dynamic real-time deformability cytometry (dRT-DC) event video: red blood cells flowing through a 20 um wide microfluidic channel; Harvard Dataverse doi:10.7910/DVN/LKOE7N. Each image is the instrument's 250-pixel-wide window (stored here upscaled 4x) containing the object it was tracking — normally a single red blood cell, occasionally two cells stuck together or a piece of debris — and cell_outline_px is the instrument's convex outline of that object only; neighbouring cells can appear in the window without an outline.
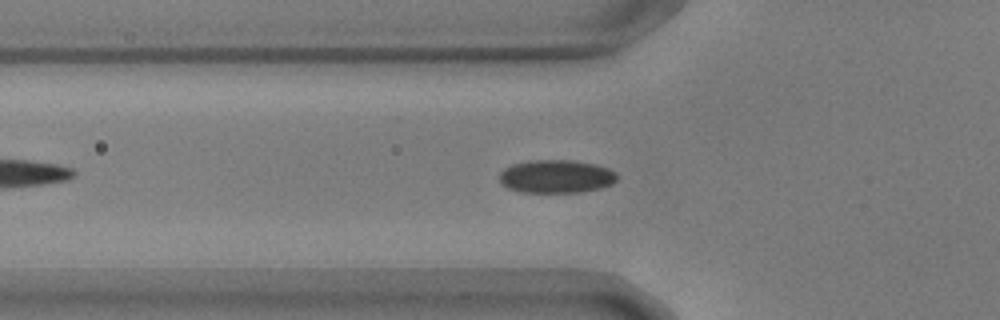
{"species": "common noctule bat (a hibernating species)", "species_latin": "Nyctalus noctula", "temperature_condition": "warm", "stored_images_in_passage": 47, "camera_frame_rate_fps": 3000, "um_per_image_px": 0.085, "animal": {"sex": "male", "body_mass_g": 17.9, "forearm_length_mm": 54.2}, "frame": {"image": 1, "passage_image": 11, "time_ms": 3.333, "image_size_px": [1000, 320], "cell_outline_px": [[616, 180], [612, 184], [600, 188], [580, 192], [520, 192], [508, 188], [500, 184], [500, 172], [504, 168], [512, 164], [532, 160], [572, 160], [592, 164], [608, 168], [616, 172]], "centroid_in_image_um": [47.25, 15.0], "position_along_channel_um": 78.6, "area_um2": 22.72}}
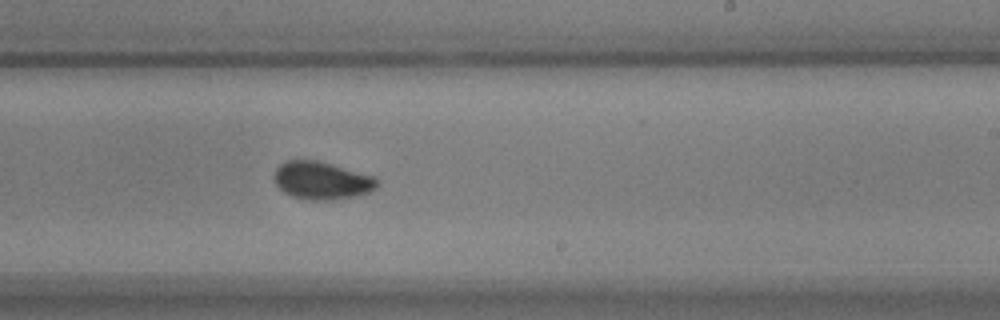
{"frame": {"image": 2, "passage_image": 26, "time_ms": 8.333, "image_size_px": [1000, 320], "cell_outline_px": [[376, 188], [372, 192], [356, 196], [332, 200], [312, 200], [292, 196], [284, 192], [276, 184], [272, 176], [276, 168], [284, 160], [316, 160], [332, 164], [376, 176]], "centroid_in_image_um": [27.34, 15.34], "position_along_channel_um": 261.7, "area_um2": 22.83}}
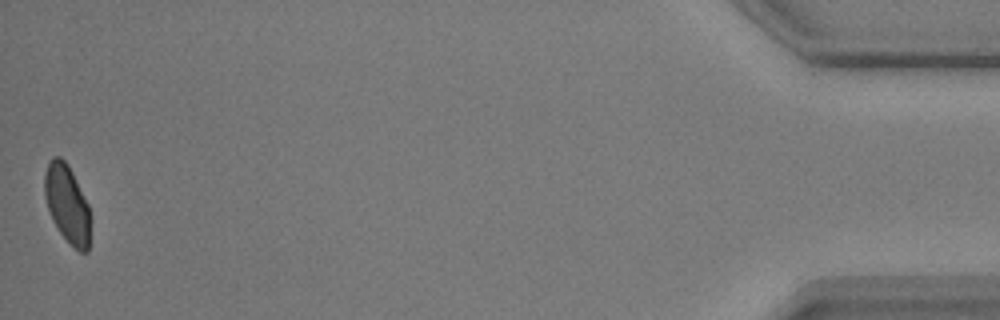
{"frame": {"image": 3, "passage_image": 47, "time_ms": 15.333, "image_size_px": [1000, 320], "cell_outline_px": [[88, 252], [80, 252], [60, 232], [48, 208], [44, 196], [44, 176], [48, 164], [52, 156], [60, 156], [68, 164], [88, 204]], "centroid_in_image_um": [5.68, 17.26], "position_along_channel_um": 429.5, "area_um2": 20.06}, "authors_computed_cell_mechanics": {"area_um2": 22.0218, "velocity_mm_per_s": 3.6468, "shape_relaxation_time_tau1_ms": 3.0693, "shape_relaxation_time_tau2_ms": null, "deformation_change_tau1": 0.0851, "deformation_change_tau2": null}}